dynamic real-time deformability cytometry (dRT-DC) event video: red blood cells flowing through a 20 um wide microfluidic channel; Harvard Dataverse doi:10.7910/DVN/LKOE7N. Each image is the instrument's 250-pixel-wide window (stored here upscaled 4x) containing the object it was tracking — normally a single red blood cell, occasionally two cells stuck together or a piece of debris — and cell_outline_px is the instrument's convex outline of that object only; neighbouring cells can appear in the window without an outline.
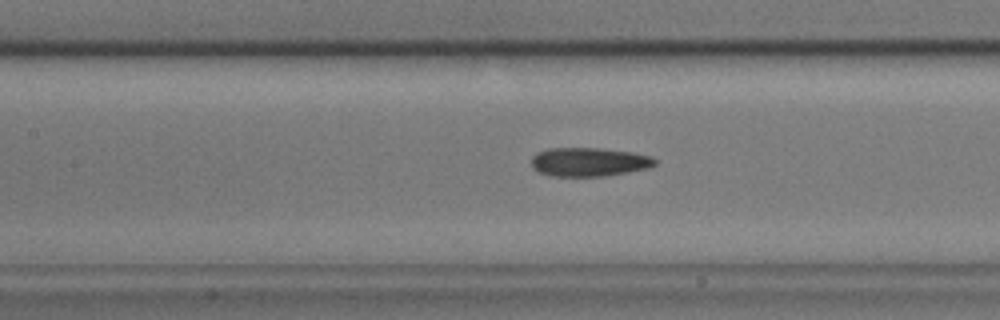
{"species": "common noctule bat (a hibernating species)", "species_latin": "Nyctalus noctula", "temperature_condition": "cold", "stored_images_in_passage": 34, "camera_frame_rate_fps": 3000, "um_per_image_px": 0.085, "animal": {"sex": "male", "body_mass_g": 17.9}, "frame": {"image": 1, "passage_image": 12, "time_ms": 3.667, "image_size_px": [1000, 320], "cell_outline_px": [[656, 164], [648, 168], [628, 172], [604, 176], [552, 176], [540, 172], [532, 168], [532, 156], [536, 152], [548, 148], [600, 148], [632, 152], [652, 156], [656, 160]], "centroid_in_image_um": [50.06, 13.76], "position_along_channel_um": 157.3, "area_um2": 20.81}}
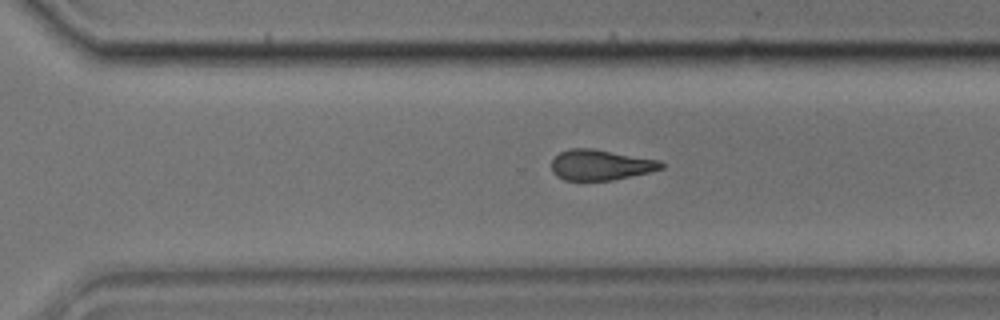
{"frame": {"image": 2, "passage_image": 26, "time_ms": 8.333, "image_size_px": [1000, 320], "cell_outline_px": [[664, 168], [648, 172], [612, 180], [564, 180], [556, 176], [552, 172], [552, 160], [560, 152], [568, 148], [592, 148], [660, 160], [664, 164]], "centroid_in_image_um": [51.03, 14.01], "position_along_channel_um": 319.6, "area_um2": 19.48}}
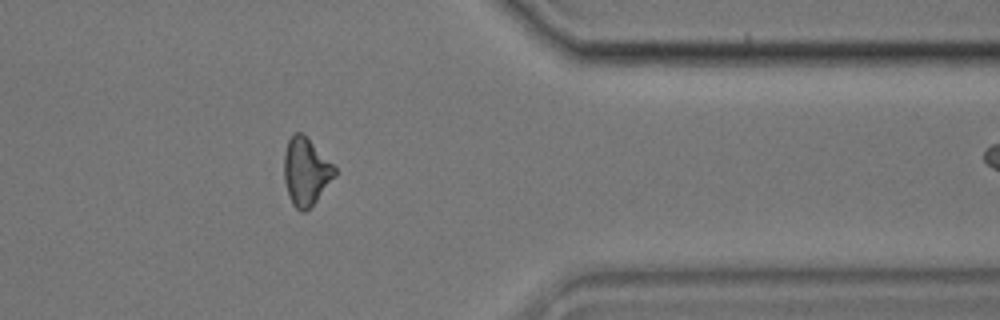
{"frame": {"image": 3, "passage_image": 33, "time_ms": 10.667, "image_size_px": [1000, 320], "cell_outline_px": [[336, 176], [316, 200], [304, 212], [300, 212], [292, 204], [288, 196], [284, 180], [284, 152], [288, 140], [292, 132], [300, 132], [336, 168]], "centroid_in_image_um": [25.97, 14.61], "position_along_channel_um": 385.4, "area_um2": 19.59}}